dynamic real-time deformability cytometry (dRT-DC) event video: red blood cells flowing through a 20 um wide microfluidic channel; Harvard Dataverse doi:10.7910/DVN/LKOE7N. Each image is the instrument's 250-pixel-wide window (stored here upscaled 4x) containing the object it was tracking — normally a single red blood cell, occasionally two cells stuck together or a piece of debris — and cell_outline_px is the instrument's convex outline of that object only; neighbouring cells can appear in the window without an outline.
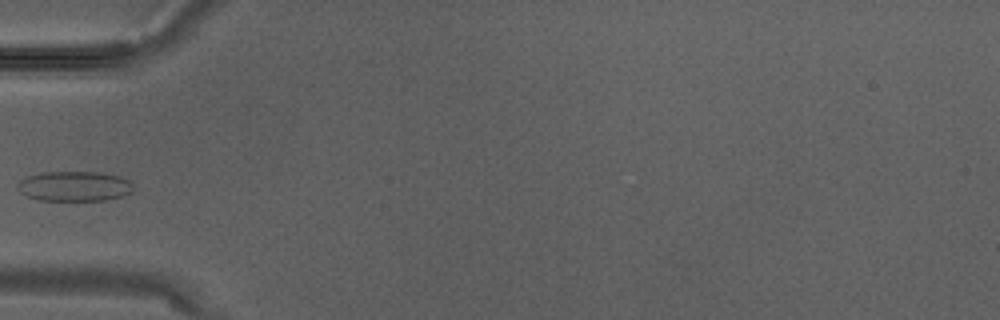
{"species": "Egyptian fruit bat (a non-hibernating species)", "species_latin": "Rousettus aegyptiacus", "temperature_condition": "warm", "stored_images_in_passage": 4, "camera_frame_rate_fps": 3000, "um_per_image_px": 0.085, "animal": {"sex": "male"}, "frame": {"image": 1, "passage_image": 4, "time_ms": 1.0, "image_size_px": [1000, 320], "cell_outline_px": [[132, 192], [124, 196], [104, 200], [40, 200], [28, 196], [20, 192], [16, 188], [16, 184], [24, 176], [44, 172], [100, 172], [120, 176], [128, 180], [132, 184]], "centroid_in_image_um": [6.3, 15.82], "position_along_channel_um": 78.7, "area_um2": 20.35}}